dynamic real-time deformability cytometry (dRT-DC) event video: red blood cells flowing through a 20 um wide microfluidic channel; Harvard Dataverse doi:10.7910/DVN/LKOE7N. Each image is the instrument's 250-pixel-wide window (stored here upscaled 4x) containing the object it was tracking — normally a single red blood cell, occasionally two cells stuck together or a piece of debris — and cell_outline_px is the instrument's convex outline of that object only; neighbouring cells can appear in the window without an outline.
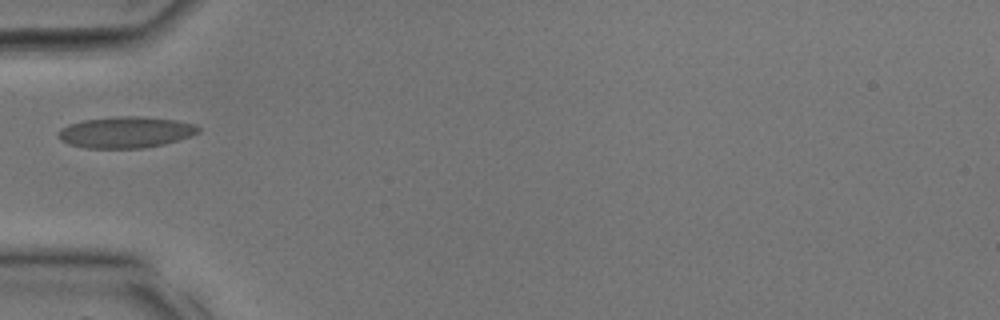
{"species": "common noctule bat (a hibernating species)", "species_latin": "Nyctalus noctula", "temperature_condition": "room temperature", "stored_images_in_passage": 6, "camera_frame_rate_fps": 3000, "um_per_image_px": 0.085, "animal": {"sex": "male", "body_mass_g": 17.9, "forearm_length_mm": 54.2}, "frame": {"image": 1, "passage_image": 1, "time_ms": 0.0, "image_size_px": [1000, 320], "cell_outline_px": [[200, 132], [192, 136], [164, 144], [144, 148], [84, 148], [68, 144], [60, 140], [56, 136], [60, 128], [68, 124], [84, 120], [120, 116], [140, 116], [176, 120], [196, 124], [200, 128]], "centroid_in_image_um": [10.68, 11.24], "position_along_channel_um": 74.3, "area_um2": 25.78}}
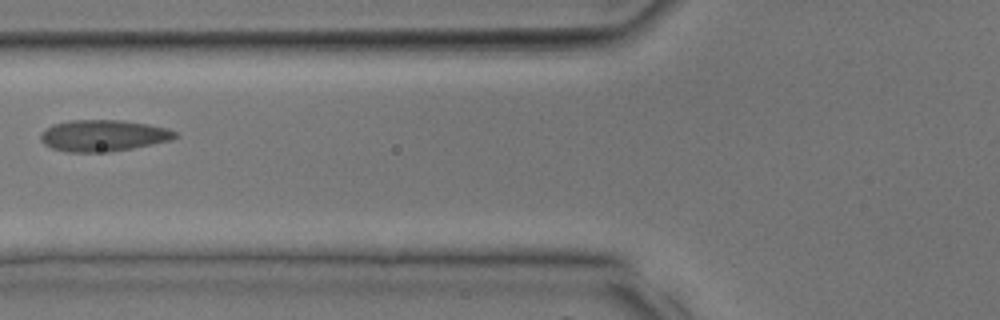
{"frame": {"image": 2, "passage_image": 3, "time_ms": 0.667, "image_size_px": [1000, 320], "cell_outline_px": [[176, 136], [172, 140], [132, 148], [108, 152], [68, 152], [52, 148], [44, 144], [40, 140], [40, 132], [44, 128], [52, 124], [68, 120], [120, 120], [148, 124], [168, 128], [176, 132]], "centroid_in_image_um": [8.73, 11.52], "position_along_channel_um": 117.1, "area_um2": 24.8}}